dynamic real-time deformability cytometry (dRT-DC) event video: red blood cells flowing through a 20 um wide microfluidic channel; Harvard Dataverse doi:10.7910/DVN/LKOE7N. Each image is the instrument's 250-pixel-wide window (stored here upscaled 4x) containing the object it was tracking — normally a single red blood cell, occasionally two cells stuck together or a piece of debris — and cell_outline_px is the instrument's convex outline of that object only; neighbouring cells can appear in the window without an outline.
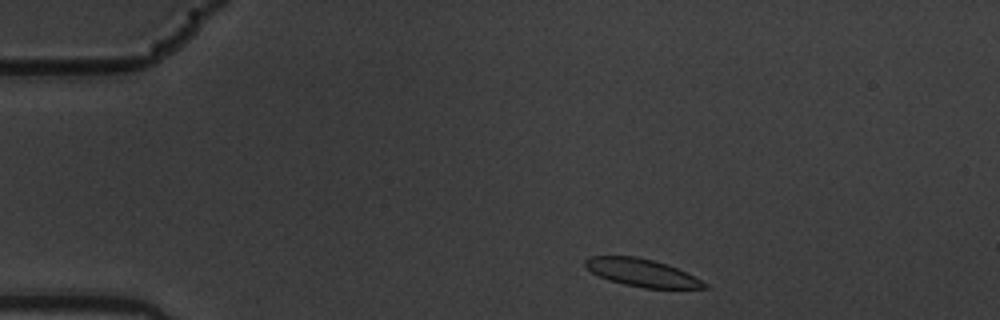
{"species": "common noctule bat (a hibernating species)", "species_latin": "Nyctalus noctula", "temperature_condition": "warm", "stored_images_in_passage": 2, "camera_frame_rate_fps": 3000, "um_per_image_px": 0.085, "animal": {"sex": "male", "body_mass_g": 19.5, "forearm_length_mm": 54.6}, "frame": {"image": 1, "passage_image": 1, "time_ms": 0.0, "image_size_px": [1000, 320], "cell_outline_px": [[712, 288], [644, 288], [624, 284], [608, 280], [592, 272], [584, 264], [584, 260], [592, 256], [636, 256], [668, 264], [708, 284]], "centroid_in_image_um": [54.55, 23.18], "position_along_channel_um": 30.4, "area_um2": 18.96}}